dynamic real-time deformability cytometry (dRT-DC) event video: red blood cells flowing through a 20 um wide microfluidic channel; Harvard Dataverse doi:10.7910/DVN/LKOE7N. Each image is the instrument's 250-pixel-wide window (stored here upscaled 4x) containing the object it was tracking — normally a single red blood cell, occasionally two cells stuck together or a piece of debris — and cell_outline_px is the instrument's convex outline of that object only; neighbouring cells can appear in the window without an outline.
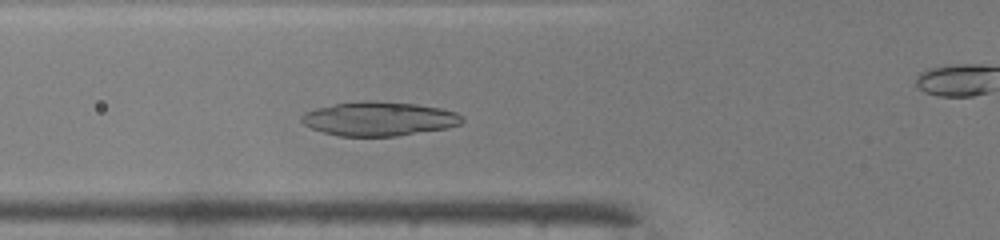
{"species": "common noctule bat (a hibernating species)", "species_latin": "Nyctalus noctula", "temperature_condition": "warm", "stored_images_in_passage": 42, "camera_frame_rate_fps": 3000, "um_per_image_px": 0.085, "animal": {"sex": "male", "body_mass_g": 19.0, "forearm_length_mm": 50.8}, "frame": {"image": 1, "passage_image": 11, "time_ms": 3.333, "image_size_px": [1000, 240], "cell_outline_px": [[464, 120], [460, 124], [444, 128], [396, 136], [340, 136], [324, 132], [312, 128], [304, 124], [300, 120], [300, 116], [304, 112], [316, 108], [336, 104], [372, 100], [416, 104], [440, 108], [456, 112], [464, 116]], "centroid_in_image_um": [32.21, 10.09], "position_along_channel_um": 93.6, "area_um2": 31.67}}
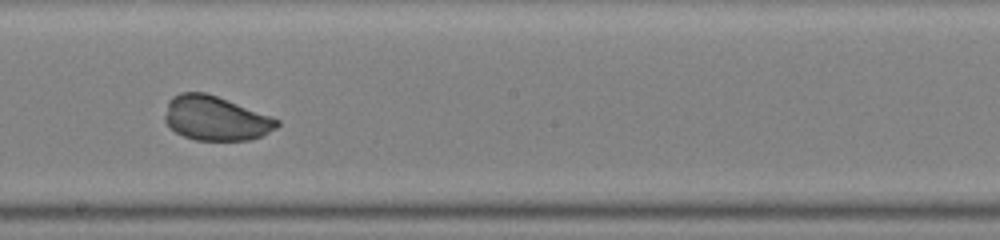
{"frame": {"image": 2, "passage_image": 21, "time_ms": 6.667, "image_size_px": [1000, 240], "cell_outline_px": [[280, 124], [276, 128], [260, 136], [248, 140], [196, 140], [184, 136], [176, 132], [164, 120], [164, 116], [168, 100], [172, 96], [180, 92], [204, 92], [216, 96], [280, 120]], "centroid_in_image_um": [18.29, 10.05], "position_along_channel_um": 229.9, "area_um2": 28.67}}
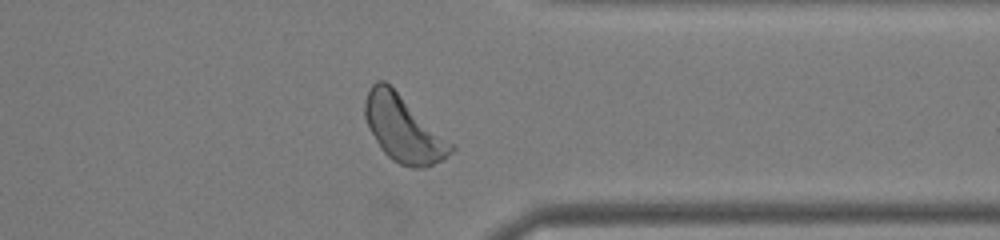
{"frame": {"image": 3, "passage_image": 32, "time_ms": 10.333, "image_size_px": [1000, 240], "cell_outline_px": [[456, 148], [448, 156], [424, 168], [412, 168], [400, 164], [392, 160], [380, 148], [368, 128], [364, 116], [364, 104], [368, 88], [376, 80], [384, 80], [456, 144]], "centroid_in_image_um": [34.3, 10.95], "position_along_channel_um": 377.1, "area_um2": 33.52}}